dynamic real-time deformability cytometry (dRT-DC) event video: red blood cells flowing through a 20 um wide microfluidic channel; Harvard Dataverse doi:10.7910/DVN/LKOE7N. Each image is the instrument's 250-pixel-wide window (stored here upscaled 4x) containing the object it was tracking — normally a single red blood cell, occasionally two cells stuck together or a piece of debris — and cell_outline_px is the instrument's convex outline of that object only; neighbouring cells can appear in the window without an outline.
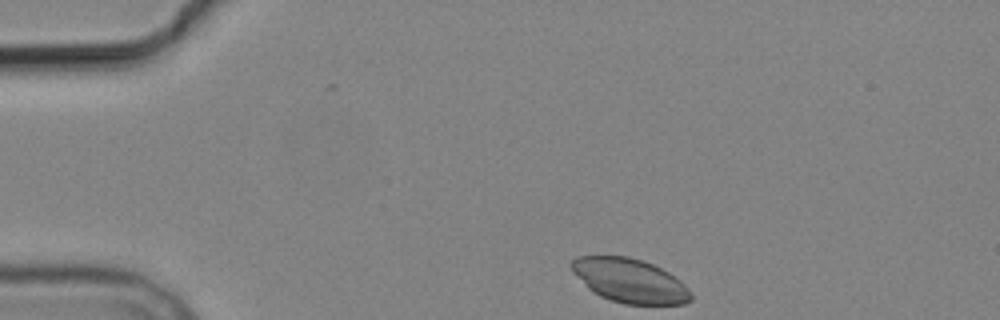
{"species": "common noctule bat (a hibernating species)", "species_latin": "Nyctalus noctula", "temperature_condition": "cold", "stored_images_in_passage": 3, "camera_frame_rate_fps": 3000, "um_per_image_px": 0.085, "animal": {"sex": "male", "body_mass_g": 19.2, "forearm_length_mm": 51.8}, "frame": {"image": 1, "passage_image": 1, "time_ms": 0.0, "image_size_px": [1000, 320], "cell_outline_px": [[692, 300], [684, 304], [624, 304], [600, 296], [592, 292], [572, 272], [568, 264], [576, 256], [628, 256], [644, 260], [668, 272], [680, 280], [692, 292]], "centroid_in_image_um": [53.51, 23.84], "position_along_channel_um": 31.5, "area_um2": 30.87}}